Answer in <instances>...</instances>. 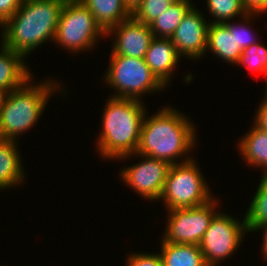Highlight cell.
I'll return each instance as SVG.
<instances>
[{
  "label": "cell",
  "instance_id": "1",
  "mask_svg": "<svg viewBox=\"0 0 267 266\" xmlns=\"http://www.w3.org/2000/svg\"><path fill=\"white\" fill-rule=\"evenodd\" d=\"M161 108L151 117L145 114L136 154L164 160L170 165L192 160L187 154L197 143L195 125L180 111L169 106ZM179 157L184 159L181 161Z\"/></svg>",
  "mask_w": 267,
  "mask_h": 266
},
{
  "label": "cell",
  "instance_id": "2",
  "mask_svg": "<svg viewBox=\"0 0 267 266\" xmlns=\"http://www.w3.org/2000/svg\"><path fill=\"white\" fill-rule=\"evenodd\" d=\"M66 0H23L1 26V43L27 57L38 46L53 41Z\"/></svg>",
  "mask_w": 267,
  "mask_h": 266
},
{
  "label": "cell",
  "instance_id": "3",
  "mask_svg": "<svg viewBox=\"0 0 267 266\" xmlns=\"http://www.w3.org/2000/svg\"><path fill=\"white\" fill-rule=\"evenodd\" d=\"M102 114L97 150L106 160L136 153L146 107L142 100L111 97Z\"/></svg>",
  "mask_w": 267,
  "mask_h": 266
},
{
  "label": "cell",
  "instance_id": "4",
  "mask_svg": "<svg viewBox=\"0 0 267 266\" xmlns=\"http://www.w3.org/2000/svg\"><path fill=\"white\" fill-rule=\"evenodd\" d=\"M30 80L8 92L0 114V139L17 141L19 135L36 125L51 94L62 91L54 80L41 83Z\"/></svg>",
  "mask_w": 267,
  "mask_h": 266
},
{
  "label": "cell",
  "instance_id": "5",
  "mask_svg": "<svg viewBox=\"0 0 267 266\" xmlns=\"http://www.w3.org/2000/svg\"><path fill=\"white\" fill-rule=\"evenodd\" d=\"M194 159L171 165L159 199L166 210L198 207L214 197Z\"/></svg>",
  "mask_w": 267,
  "mask_h": 266
},
{
  "label": "cell",
  "instance_id": "6",
  "mask_svg": "<svg viewBox=\"0 0 267 266\" xmlns=\"http://www.w3.org/2000/svg\"><path fill=\"white\" fill-rule=\"evenodd\" d=\"M108 67L103 79L116 91L112 97L141 100L144 94L165 89L144 59L110 54Z\"/></svg>",
  "mask_w": 267,
  "mask_h": 266
},
{
  "label": "cell",
  "instance_id": "7",
  "mask_svg": "<svg viewBox=\"0 0 267 266\" xmlns=\"http://www.w3.org/2000/svg\"><path fill=\"white\" fill-rule=\"evenodd\" d=\"M106 36L91 11L80 0H66L53 42L75 54L88 51Z\"/></svg>",
  "mask_w": 267,
  "mask_h": 266
},
{
  "label": "cell",
  "instance_id": "8",
  "mask_svg": "<svg viewBox=\"0 0 267 266\" xmlns=\"http://www.w3.org/2000/svg\"><path fill=\"white\" fill-rule=\"evenodd\" d=\"M245 232L244 218L238 221L219 210L199 243L207 266H217L221 260L230 258L242 244Z\"/></svg>",
  "mask_w": 267,
  "mask_h": 266
},
{
  "label": "cell",
  "instance_id": "9",
  "mask_svg": "<svg viewBox=\"0 0 267 266\" xmlns=\"http://www.w3.org/2000/svg\"><path fill=\"white\" fill-rule=\"evenodd\" d=\"M190 208L168 210V222L161 242L199 245L203 235L209 228L213 217L218 213V199Z\"/></svg>",
  "mask_w": 267,
  "mask_h": 266
},
{
  "label": "cell",
  "instance_id": "10",
  "mask_svg": "<svg viewBox=\"0 0 267 266\" xmlns=\"http://www.w3.org/2000/svg\"><path fill=\"white\" fill-rule=\"evenodd\" d=\"M132 155L141 157V162L124 167V170L122 169L119 174L121 180L136 191L138 195H141L142 198L158 201L171 165L164 160L136 153L121 156L118 160H126Z\"/></svg>",
  "mask_w": 267,
  "mask_h": 266
},
{
  "label": "cell",
  "instance_id": "11",
  "mask_svg": "<svg viewBox=\"0 0 267 266\" xmlns=\"http://www.w3.org/2000/svg\"><path fill=\"white\" fill-rule=\"evenodd\" d=\"M209 22L194 5L171 36L177 53L190 60L206 54Z\"/></svg>",
  "mask_w": 267,
  "mask_h": 266
},
{
  "label": "cell",
  "instance_id": "12",
  "mask_svg": "<svg viewBox=\"0 0 267 266\" xmlns=\"http://www.w3.org/2000/svg\"><path fill=\"white\" fill-rule=\"evenodd\" d=\"M114 34L111 54L144 59L154 38L150 26L137 21L133 16L111 28L106 35Z\"/></svg>",
  "mask_w": 267,
  "mask_h": 266
},
{
  "label": "cell",
  "instance_id": "13",
  "mask_svg": "<svg viewBox=\"0 0 267 266\" xmlns=\"http://www.w3.org/2000/svg\"><path fill=\"white\" fill-rule=\"evenodd\" d=\"M180 58L181 56L177 53L176 47L170 38L154 37L150 42L144 60L152 74L166 88Z\"/></svg>",
  "mask_w": 267,
  "mask_h": 266
},
{
  "label": "cell",
  "instance_id": "14",
  "mask_svg": "<svg viewBox=\"0 0 267 266\" xmlns=\"http://www.w3.org/2000/svg\"><path fill=\"white\" fill-rule=\"evenodd\" d=\"M25 57L12 49L0 46V88L11 92L22 86L33 74L24 63Z\"/></svg>",
  "mask_w": 267,
  "mask_h": 266
},
{
  "label": "cell",
  "instance_id": "15",
  "mask_svg": "<svg viewBox=\"0 0 267 266\" xmlns=\"http://www.w3.org/2000/svg\"><path fill=\"white\" fill-rule=\"evenodd\" d=\"M208 51L228 64L237 65L243 50L236 45L235 29H229L224 23L212 22L208 27Z\"/></svg>",
  "mask_w": 267,
  "mask_h": 266
},
{
  "label": "cell",
  "instance_id": "16",
  "mask_svg": "<svg viewBox=\"0 0 267 266\" xmlns=\"http://www.w3.org/2000/svg\"><path fill=\"white\" fill-rule=\"evenodd\" d=\"M17 141L0 139V190L20 185L24 180V167ZM21 182V183H20Z\"/></svg>",
  "mask_w": 267,
  "mask_h": 266
},
{
  "label": "cell",
  "instance_id": "17",
  "mask_svg": "<svg viewBox=\"0 0 267 266\" xmlns=\"http://www.w3.org/2000/svg\"><path fill=\"white\" fill-rule=\"evenodd\" d=\"M80 1L91 11L97 25L105 34L111 28L132 16L123 0Z\"/></svg>",
  "mask_w": 267,
  "mask_h": 266
},
{
  "label": "cell",
  "instance_id": "18",
  "mask_svg": "<svg viewBox=\"0 0 267 266\" xmlns=\"http://www.w3.org/2000/svg\"><path fill=\"white\" fill-rule=\"evenodd\" d=\"M244 135L237 145L240 156L247 161L246 164L263 168V175H267V132L257 128L255 125Z\"/></svg>",
  "mask_w": 267,
  "mask_h": 266
},
{
  "label": "cell",
  "instance_id": "19",
  "mask_svg": "<svg viewBox=\"0 0 267 266\" xmlns=\"http://www.w3.org/2000/svg\"><path fill=\"white\" fill-rule=\"evenodd\" d=\"M163 266H207L199 245L161 242Z\"/></svg>",
  "mask_w": 267,
  "mask_h": 266
},
{
  "label": "cell",
  "instance_id": "20",
  "mask_svg": "<svg viewBox=\"0 0 267 266\" xmlns=\"http://www.w3.org/2000/svg\"><path fill=\"white\" fill-rule=\"evenodd\" d=\"M194 6L191 0H177L149 26L156 38H171L183 17Z\"/></svg>",
  "mask_w": 267,
  "mask_h": 266
},
{
  "label": "cell",
  "instance_id": "21",
  "mask_svg": "<svg viewBox=\"0 0 267 266\" xmlns=\"http://www.w3.org/2000/svg\"><path fill=\"white\" fill-rule=\"evenodd\" d=\"M245 214L247 233L258 231V228L267 224V175H262L256 193Z\"/></svg>",
  "mask_w": 267,
  "mask_h": 266
},
{
  "label": "cell",
  "instance_id": "22",
  "mask_svg": "<svg viewBox=\"0 0 267 266\" xmlns=\"http://www.w3.org/2000/svg\"><path fill=\"white\" fill-rule=\"evenodd\" d=\"M206 3L209 13L215 18V21H209L210 23H225L236 18V15L243 18L248 14L243 0H206Z\"/></svg>",
  "mask_w": 267,
  "mask_h": 266
},
{
  "label": "cell",
  "instance_id": "23",
  "mask_svg": "<svg viewBox=\"0 0 267 266\" xmlns=\"http://www.w3.org/2000/svg\"><path fill=\"white\" fill-rule=\"evenodd\" d=\"M237 64L239 66L244 65L252 71L267 75V47L261 45L258 41L248 48H245Z\"/></svg>",
  "mask_w": 267,
  "mask_h": 266
},
{
  "label": "cell",
  "instance_id": "24",
  "mask_svg": "<svg viewBox=\"0 0 267 266\" xmlns=\"http://www.w3.org/2000/svg\"><path fill=\"white\" fill-rule=\"evenodd\" d=\"M177 0H143L132 16L142 23L149 25Z\"/></svg>",
  "mask_w": 267,
  "mask_h": 266
},
{
  "label": "cell",
  "instance_id": "25",
  "mask_svg": "<svg viewBox=\"0 0 267 266\" xmlns=\"http://www.w3.org/2000/svg\"><path fill=\"white\" fill-rule=\"evenodd\" d=\"M256 17V14H247L243 17L244 20L241 21V23H230V21L225 22L224 24L229 29H235V39H236V45H238L242 50L245 48H248L249 46L257 43V39H255V34L252 33V30L250 29L251 19ZM243 22V24H242Z\"/></svg>",
  "mask_w": 267,
  "mask_h": 266
},
{
  "label": "cell",
  "instance_id": "26",
  "mask_svg": "<svg viewBox=\"0 0 267 266\" xmlns=\"http://www.w3.org/2000/svg\"><path fill=\"white\" fill-rule=\"evenodd\" d=\"M126 266H163L160 254L133 253L128 255Z\"/></svg>",
  "mask_w": 267,
  "mask_h": 266
},
{
  "label": "cell",
  "instance_id": "27",
  "mask_svg": "<svg viewBox=\"0 0 267 266\" xmlns=\"http://www.w3.org/2000/svg\"><path fill=\"white\" fill-rule=\"evenodd\" d=\"M23 0H0V27L18 10Z\"/></svg>",
  "mask_w": 267,
  "mask_h": 266
},
{
  "label": "cell",
  "instance_id": "28",
  "mask_svg": "<svg viewBox=\"0 0 267 266\" xmlns=\"http://www.w3.org/2000/svg\"><path fill=\"white\" fill-rule=\"evenodd\" d=\"M254 117V125L260 130L267 132V101L263 100Z\"/></svg>",
  "mask_w": 267,
  "mask_h": 266
},
{
  "label": "cell",
  "instance_id": "29",
  "mask_svg": "<svg viewBox=\"0 0 267 266\" xmlns=\"http://www.w3.org/2000/svg\"><path fill=\"white\" fill-rule=\"evenodd\" d=\"M244 8L249 14H260L267 11V0H243Z\"/></svg>",
  "mask_w": 267,
  "mask_h": 266
},
{
  "label": "cell",
  "instance_id": "30",
  "mask_svg": "<svg viewBox=\"0 0 267 266\" xmlns=\"http://www.w3.org/2000/svg\"><path fill=\"white\" fill-rule=\"evenodd\" d=\"M263 230V242H262V247H261V251H262V255H264V259L267 260V224L261 226L258 228V230Z\"/></svg>",
  "mask_w": 267,
  "mask_h": 266
},
{
  "label": "cell",
  "instance_id": "31",
  "mask_svg": "<svg viewBox=\"0 0 267 266\" xmlns=\"http://www.w3.org/2000/svg\"><path fill=\"white\" fill-rule=\"evenodd\" d=\"M143 0H123L128 10L133 13L137 7L142 3Z\"/></svg>",
  "mask_w": 267,
  "mask_h": 266
},
{
  "label": "cell",
  "instance_id": "32",
  "mask_svg": "<svg viewBox=\"0 0 267 266\" xmlns=\"http://www.w3.org/2000/svg\"><path fill=\"white\" fill-rule=\"evenodd\" d=\"M7 94H8L7 90L0 88V114H1V110H2L4 102H5V99L7 97Z\"/></svg>",
  "mask_w": 267,
  "mask_h": 266
},
{
  "label": "cell",
  "instance_id": "33",
  "mask_svg": "<svg viewBox=\"0 0 267 266\" xmlns=\"http://www.w3.org/2000/svg\"><path fill=\"white\" fill-rule=\"evenodd\" d=\"M266 77V79H267V75L265 76ZM266 83H267V80H266ZM266 87H267V84H266ZM266 94H265V96H264V100L265 101H267V88H266V92H265Z\"/></svg>",
  "mask_w": 267,
  "mask_h": 266
}]
</instances>
